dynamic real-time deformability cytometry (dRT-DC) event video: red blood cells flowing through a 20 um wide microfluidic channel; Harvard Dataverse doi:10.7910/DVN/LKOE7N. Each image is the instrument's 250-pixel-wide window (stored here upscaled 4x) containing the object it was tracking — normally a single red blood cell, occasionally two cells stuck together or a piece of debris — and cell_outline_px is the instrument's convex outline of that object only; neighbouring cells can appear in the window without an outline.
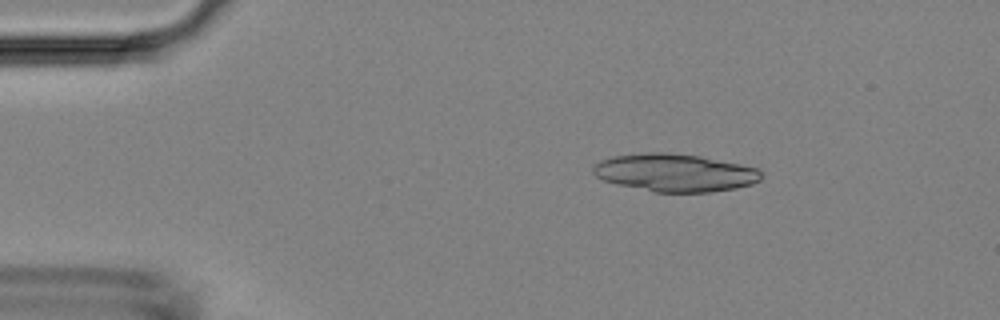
{"species": "Egyptian fruit bat (a non-hibernating species)", "species_latin": "Rousettus aegyptiacus", "temperature_condition": "room temperature", "stored_images_in_passage": 4, "camera_frame_rate_fps": 3000, "um_per_image_px": 0.085, "animal": {"sex": "female"}, "frame": {"image": 1, "passage_image": 3, "time_ms": 2.333, "image_size_px": [1000, 320], "cell_outline_px": [[760, 180], [752, 184], [736, 188], [712, 192], [656, 192], [616, 184], [604, 180], [596, 176], [592, 172], [592, 164], [600, 160], [612, 156], [648, 152], [668, 152], [700, 156], [760, 168]], "centroid_in_image_um": [57.34, 14.67], "position_along_channel_um": 27.7, "area_um2": 37.17}}